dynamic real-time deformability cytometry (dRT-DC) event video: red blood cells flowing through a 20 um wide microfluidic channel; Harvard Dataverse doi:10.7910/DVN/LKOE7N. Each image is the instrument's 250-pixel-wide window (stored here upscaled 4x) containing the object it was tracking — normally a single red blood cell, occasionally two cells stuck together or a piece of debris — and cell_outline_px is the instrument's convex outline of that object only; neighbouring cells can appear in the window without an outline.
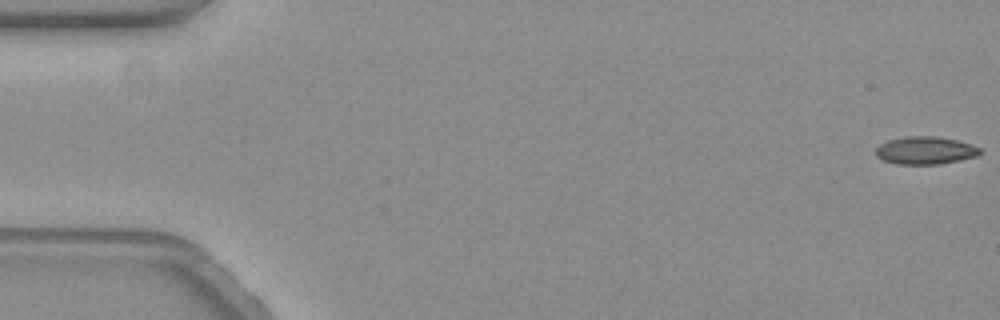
{"species": "common noctule bat (a hibernating species)", "species_latin": "Nyctalus noctula", "temperature_condition": "warm", "stored_images_in_passage": 18, "camera_frame_rate_fps": 3000, "um_per_image_px": 0.085, "animal": {"sex": "female", "body_mass_g": 19.3, "forearm_length_mm": 54.1}, "frame": {"image": 1, "passage_image": 1, "time_ms": 0.0, "image_size_px": [1000, 320], "cell_outline_px": [[980, 152], [976, 156], [960, 160], [936, 164], [896, 164], [884, 160], [876, 156], [876, 148], [880, 144], [888, 140], [908, 136], [932, 136], [956, 140], [972, 144], [980, 148]], "centroid_in_image_um": [78.63, 12.78], "position_along_channel_um": 6.4, "area_um2": 16.65}}
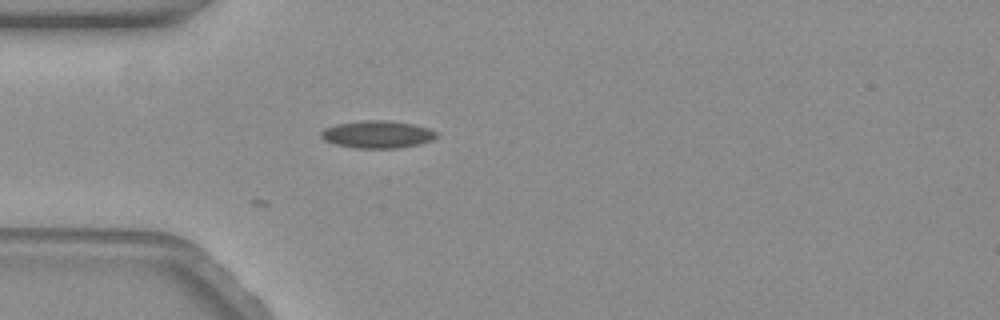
{"frame": {"image": 2, "passage_image": 18, "time_ms": 5.667, "image_size_px": [1000, 320], "cell_outline_px": [[436, 136], [432, 140], [416, 144], [396, 148], [352, 148], [336, 144], [324, 140], [320, 136], [320, 132], [324, 128], [336, 124], [364, 120], [388, 120], [412, 124], [428, 128], [436, 132]], "centroid_in_image_um": [32.02, 11.42], "position_along_channel_um": 53.0, "area_um2": 18.32}}